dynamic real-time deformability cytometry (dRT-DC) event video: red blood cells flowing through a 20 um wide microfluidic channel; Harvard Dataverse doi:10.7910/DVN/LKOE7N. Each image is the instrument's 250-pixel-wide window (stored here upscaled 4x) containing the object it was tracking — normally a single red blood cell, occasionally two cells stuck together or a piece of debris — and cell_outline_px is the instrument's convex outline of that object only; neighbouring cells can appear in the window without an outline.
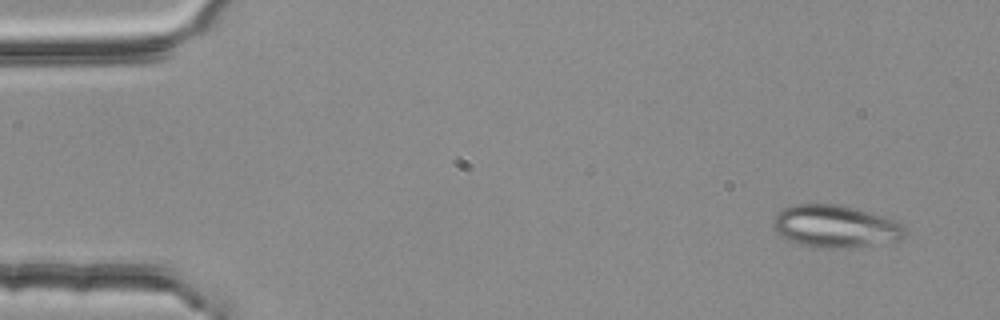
{"species": "common noctule bat (a hibernating species)", "species_latin": "Nyctalus noctula", "temperature_condition": "room temperature", "stored_images_in_passage": 3, "camera_frame_rate_fps": 3000, "um_per_image_px": 0.085, "animal": {"sex": "female", "body_mass_g": 25.1}, "frame": {"image": 1, "passage_image": 1, "time_ms": 0.0, "image_size_px": [1000, 320], "cell_outline_px": [[904, 236], [900, 240], [852, 248], [824, 248], [800, 244], [788, 240], [776, 232], [772, 224], [776, 212], [784, 208], [796, 204], [832, 204], [852, 208], [884, 216], [900, 224], [904, 228]], "centroid_in_image_um": [70.96, 19.25], "position_along_channel_um": 14.0, "area_um2": 32.25}}